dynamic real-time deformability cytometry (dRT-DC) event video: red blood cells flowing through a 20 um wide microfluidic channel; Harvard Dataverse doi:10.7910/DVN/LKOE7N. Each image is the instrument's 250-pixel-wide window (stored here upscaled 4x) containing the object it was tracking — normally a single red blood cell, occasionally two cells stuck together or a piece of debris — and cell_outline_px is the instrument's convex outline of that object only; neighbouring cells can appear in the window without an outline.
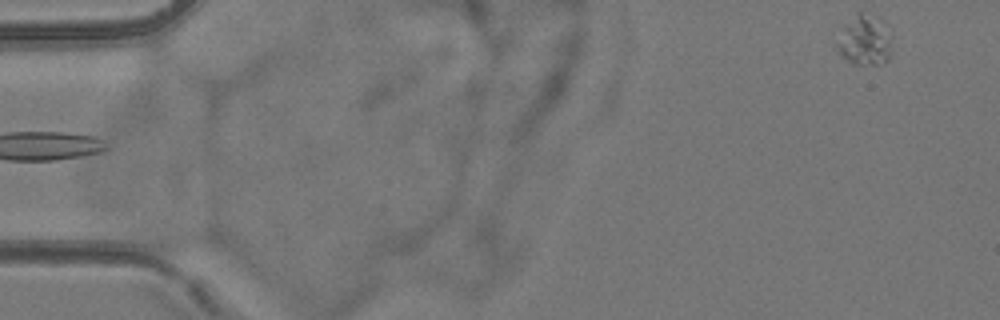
{"species": "common noctule bat (a hibernating species)", "species_latin": "Nyctalus noctula", "temperature_condition": "room temperature", "stored_images_in_passage": 5, "camera_frame_rate_fps": 3000, "um_per_image_px": 0.085, "animal": {"sex": "female", "body_mass_g": 24.6, "forearm_length_mm": 56.2}, "frame": {"image": 1, "passage_image": 5, "time_ms": 6.0, "image_size_px": [1000, 320], "cell_outline_px": [[892, 56], [888, 60], [880, 64], [852, 64], [840, 56], [836, 48], [836, 44], [844, 28], [860, 12], [884, 20], [892, 52]], "centroid_in_image_um": [73.51, 3.5], "position_along_channel_um": 11.5, "area_um2": 15.66}}